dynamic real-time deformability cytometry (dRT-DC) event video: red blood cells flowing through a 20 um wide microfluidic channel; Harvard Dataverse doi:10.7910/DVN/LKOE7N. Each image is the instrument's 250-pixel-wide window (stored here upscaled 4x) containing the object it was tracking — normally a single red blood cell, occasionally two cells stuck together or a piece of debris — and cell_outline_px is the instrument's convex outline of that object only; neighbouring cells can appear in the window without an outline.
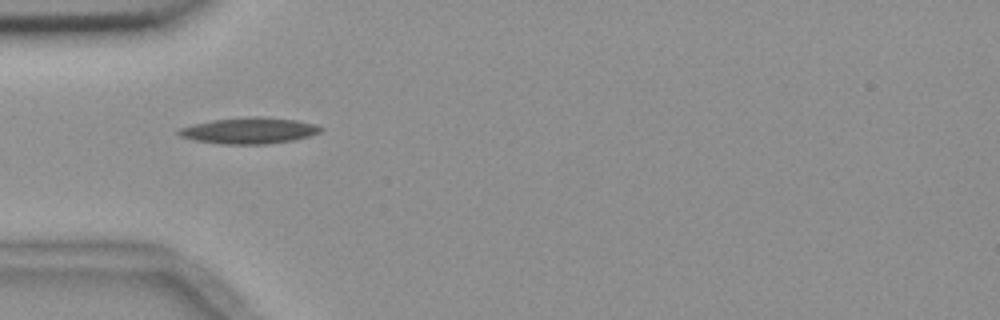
{"species": "common noctule bat (a hibernating species)", "species_latin": "Nyctalus noctula", "temperature_condition": "room temperature", "stored_images_in_passage": 10, "camera_frame_rate_fps": 3000, "um_per_image_px": 0.085, "animal": {"sex": "female", "body_mass_g": 18.4}, "frame": {"image": 1, "passage_image": 1, "time_ms": 0.0, "image_size_px": [1000, 320], "cell_outline_px": [[324, 128], [320, 132], [308, 136], [292, 140], [268, 144], [224, 144], [196, 140], [180, 136], [176, 132], [180, 128], [212, 120], [296, 120], [316, 124]], "centroid_in_image_um": [21.18, 11.16], "position_along_channel_um": 63.8, "area_um2": 20.11}}
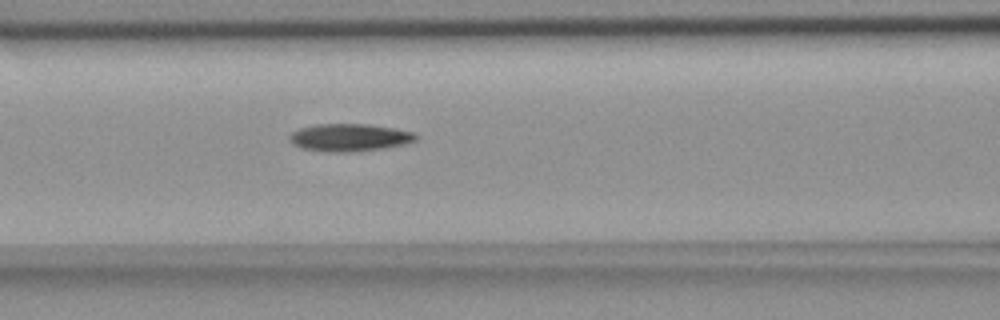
{"frame": {"image": 2, "passage_image": 7, "time_ms": 2.0, "image_size_px": [1000, 320], "cell_outline_px": [[416, 140], [404, 144], [380, 148], [344, 152], [336, 152], [304, 148], [288, 140], [288, 136], [292, 132], [300, 128], [316, 124], [368, 124], [392, 128], [412, 132], [416, 136]], "centroid_in_image_um": [29.68, 11.67], "position_along_channel_um": 136.9, "area_um2": 19.71}}